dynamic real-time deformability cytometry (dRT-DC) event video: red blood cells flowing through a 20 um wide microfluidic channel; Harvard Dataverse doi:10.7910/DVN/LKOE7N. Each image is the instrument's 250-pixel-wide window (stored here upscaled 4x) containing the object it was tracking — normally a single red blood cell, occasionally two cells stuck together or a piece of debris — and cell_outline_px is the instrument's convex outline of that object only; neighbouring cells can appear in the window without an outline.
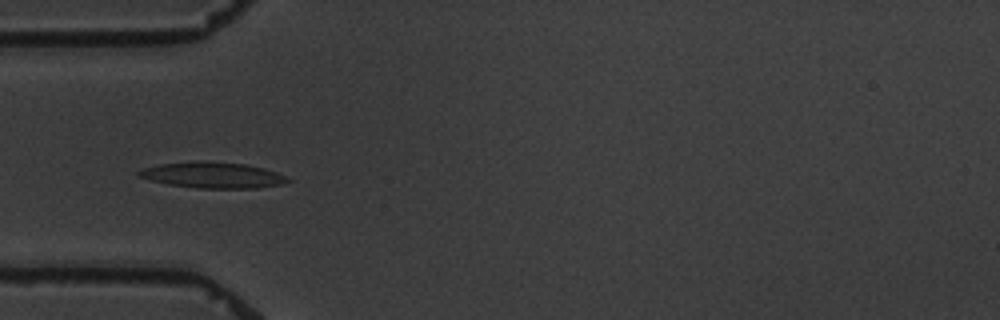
{"species": "common noctule bat (a hibernating species)", "species_latin": "Nyctalus noctula", "temperature_condition": "warm", "stored_images_in_passage": 11, "camera_frame_rate_fps": 3000, "um_per_image_px": 0.085, "animal": {"sex": "male", "body_mass_g": 19.5, "forearm_length_mm": 54.6}, "frame": {"image": 1, "passage_image": 5, "time_ms": 5.333, "image_size_px": [1000, 320], "cell_outline_px": [[292, 180], [284, 184], [256, 188], [196, 188], [168, 184], [148, 180], [136, 176], [136, 172], [140, 168], [160, 164], [200, 160], [204, 160], [244, 164], [264, 168], [276, 172]], "centroid_in_image_um": [18.02, 14.88], "position_along_channel_um": 67.0, "area_um2": 22.77}}
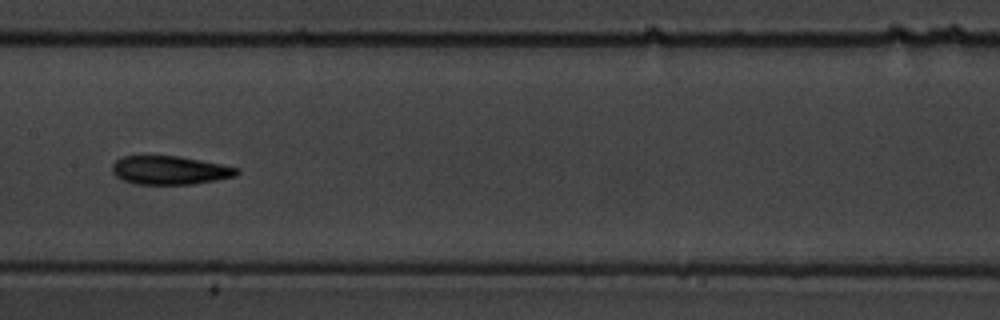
{"frame": {"image": 2, "passage_image": 8, "time_ms": 9.0, "image_size_px": [1000, 320], "cell_outline_px": [[240, 172], [236, 176], [216, 180], [192, 184], [136, 184], [124, 180], [116, 176], [112, 172], [112, 164], [116, 160], [124, 156], [180, 156], [240, 168]], "centroid_in_image_um": [14.45, 14.47], "position_along_channel_um": 193.0, "area_um2": 20.69}}
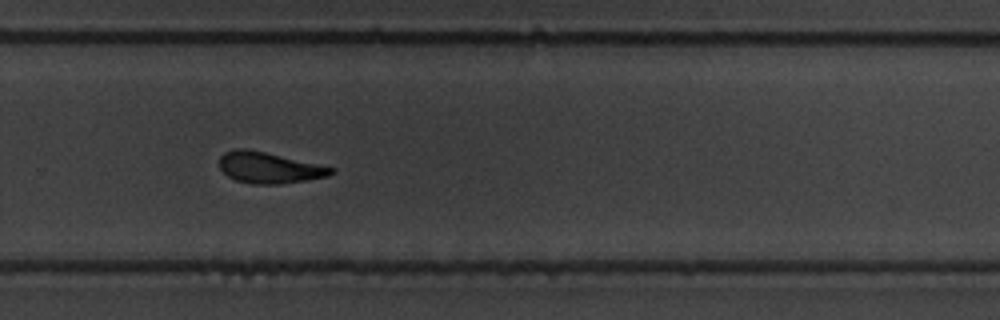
{"frame": {"image": 3, "passage_image": 11, "time_ms": 12.333, "image_size_px": [1000, 320], "cell_outline_px": [[336, 172], [328, 176], [280, 184], [252, 184], [236, 180], [228, 176], [220, 168], [220, 156], [224, 152], [232, 148], [244, 148], [264, 152], [336, 168]], "centroid_in_image_um": [22.86, 14.25], "position_along_channel_um": 306.9, "area_um2": 20.11}}